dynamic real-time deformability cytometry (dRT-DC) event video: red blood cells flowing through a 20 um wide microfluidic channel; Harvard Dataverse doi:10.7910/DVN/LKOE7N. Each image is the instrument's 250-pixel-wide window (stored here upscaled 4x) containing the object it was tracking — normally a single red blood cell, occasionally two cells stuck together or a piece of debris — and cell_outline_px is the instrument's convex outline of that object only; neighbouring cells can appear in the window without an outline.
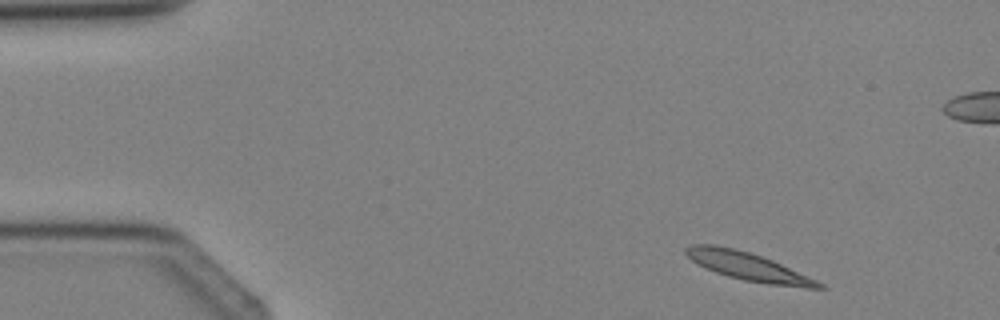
{"species": "Egyptian fruit bat (a non-hibernating species)", "species_latin": "Rousettus aegyptiacus", "temperature_condition": "cold", "stored_images_in_passage": 4, "camera_frame_rate_fps": 3000, "um_per_image_px": 0.085, "animal": {"sex": "female"}, "frame": {"image": 1, "passage_image": 1, "time_ms": 0.0, "image_size_px": [1000, 320], "cell_outline_px": [[828, 288], [808, 288], [768, 284], [744, 280], [728, 276], [716, 272], [692, 260], [684, 252], [684, 248], [692, 244], [712, 244], [732, 248], [748, 252], [772, 260], [816, 280], [824, 284]], "centroid_in_image_um": [63.6, 22.65], "position_along_channel_um": 21.4, "area_um2": 21.27}}